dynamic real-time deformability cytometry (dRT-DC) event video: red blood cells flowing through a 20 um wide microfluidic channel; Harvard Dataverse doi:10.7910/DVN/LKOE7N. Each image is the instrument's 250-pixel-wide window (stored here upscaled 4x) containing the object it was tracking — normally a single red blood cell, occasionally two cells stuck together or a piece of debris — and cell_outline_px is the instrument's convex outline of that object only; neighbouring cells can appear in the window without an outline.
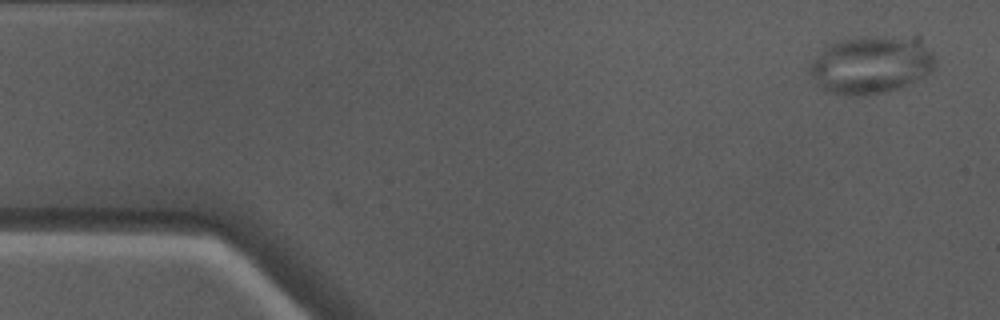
{"species": "Egyptian fruit bat (a non-hibernating species)", "species_latin": "Rousettus aegyptiacus", "temperature_condition": "warm", "stored_images_in_passage": 2, "camera_frame_rate_fps": 3000, "um_per_image_px": 0.085, "animal": {"sex": "male"}, "frame": {"image": 1, "passage_image": 2, "time_ms": 0.333, "image_size_px": [1000, 320], "cell_outline_px": [[936, 64], [932, 72], [908, 84], [888, 92], [860, 96], [856, 96], [828, 92], [820, 88], [816, 84], [808, 72], [808, 64], [828, 44], [840, 40], [860, 36], [868, 36], [896, 40], [924, 48], [932, 52]], "centroid_in_image_um": [73.89, 5.59], "position_along_channel_um": 11.1, "area_um2": 41.04}}